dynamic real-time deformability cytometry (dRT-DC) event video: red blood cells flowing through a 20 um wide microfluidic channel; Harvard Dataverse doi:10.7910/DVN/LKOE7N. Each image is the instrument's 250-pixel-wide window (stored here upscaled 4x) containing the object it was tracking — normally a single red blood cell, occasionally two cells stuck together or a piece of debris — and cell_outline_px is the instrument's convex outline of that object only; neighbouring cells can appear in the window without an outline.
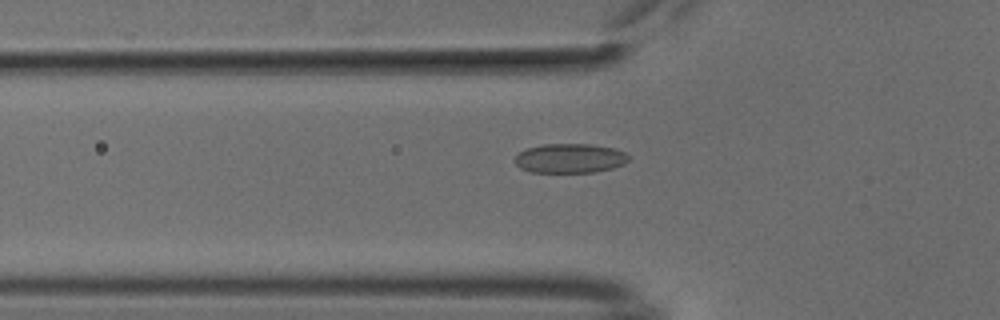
{"species": "common noctule bat (a hibernating species)", "species_latin": "Nyctalus noctula", "temperature_condition": "cold", "stored_images_in_passage": 39, "camera_frame_rate_fps": 3000, "um_per_image_px": 0.085, "animal": {"sex": "male", "body_mass_g": 18.8}, "frame": {"image": 1, "passage_image": 6, "time_ms": 1.667, "image_size_px": [1000, 320], "cell_outline_px": [[628, 160], [624, 164], [612, 168], [596, 172], [532, 172], [520, 168], [516, 164], [516, 156], [520, 152], [528, 148], [544, 144], [588, 144], [612, 148], [624, 152], [628, 156]], "centroid_in_image_um": [48.44, 13.46], "position_along_channel_um": 77.4, "area_um2": 19.25}}
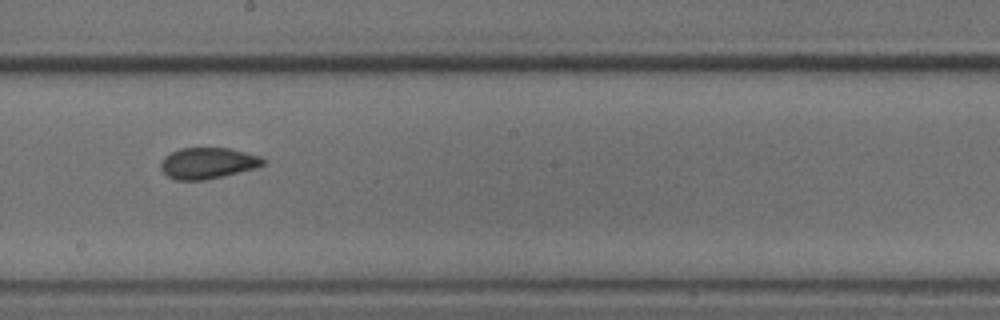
{"frame": {"image": 2, "passage_image": 18, "time_ms": 5.667, "image_size_px": [1000, 320], "cell_outline_px": [[264, 164], [256, 168], [224, 176], [204, 180], [176, 180], [168, 176], [160, 168], [160, 160], [164, 156], [180, 148], [228, 148], [260, 156], [264, 160]], "centroid_in_image_um": [17.63, 13.87], "position_along_channel_um": 230.6, "area_um2": 18.55}}
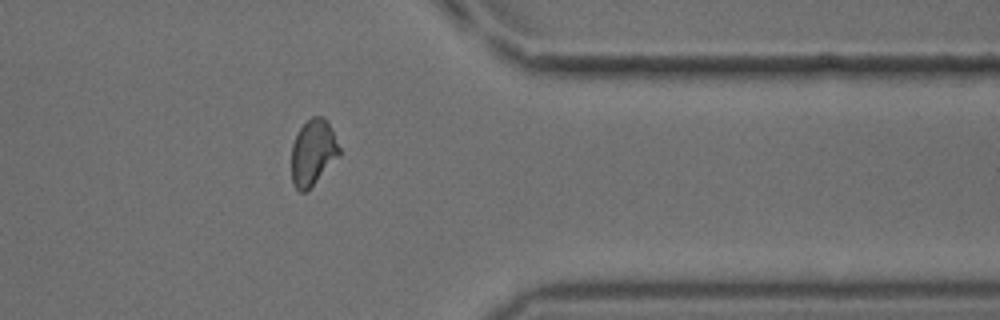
{"frame": {"image": 3, "passage_image": 31, "time_ms": 10.0, "image_size_px": [1000, 320], "cell_outline_px": [[340, 156], [304, 192], [300, 192], [292, 184], [292, 144], [300, 128], [312, 116], [324, 116], [328, 120], [340, 148]], "centroid_in_image_um": [26.61, 12.92], "position_along_channel_um": 384.8, "area_um2": 18.15}}